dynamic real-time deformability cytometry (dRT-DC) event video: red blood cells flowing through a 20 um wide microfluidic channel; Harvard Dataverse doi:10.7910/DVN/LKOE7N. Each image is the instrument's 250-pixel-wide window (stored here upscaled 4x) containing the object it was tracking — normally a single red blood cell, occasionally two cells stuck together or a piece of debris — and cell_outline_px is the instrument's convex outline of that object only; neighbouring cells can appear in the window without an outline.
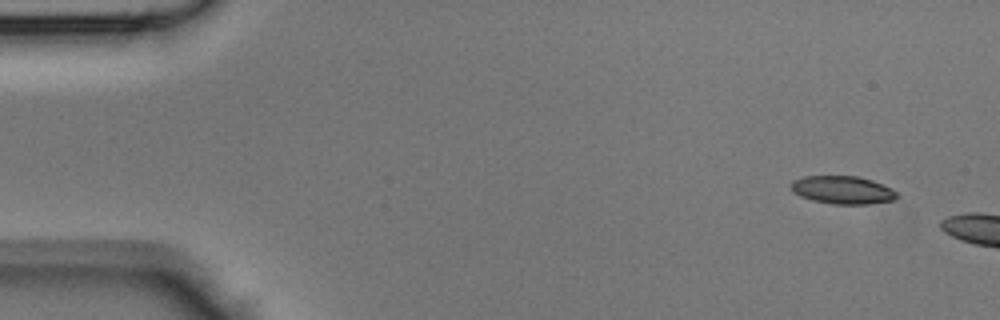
{"species": "Egyptian fruit bat (a non-hibernating species)", "species_latin": "Rousettus aegyptiacus", "temperature_condition": "room temperature", "stored_images_in_passage": 5, "camera_frame_rate_fps": 3000, "um_per_image_px": 0.085, "animal": {"sex": "male"}, "frame": {"image": 1, "passage_image": 2, "time_ms": 0.333, "image_size_px": [1000, 320], "cell_outline_px": [[900, 196], [892, 200], [868, 204], [832, 204], [812, 200], [800, 196], [792, 192], [792, 180], [804, 176], [856, 176], [872, 180], [892, 188]], "centroid_in_image_um": [71.62, 16.15], "position_along_channel_um": 13.4, "area_um2": 17.28}}